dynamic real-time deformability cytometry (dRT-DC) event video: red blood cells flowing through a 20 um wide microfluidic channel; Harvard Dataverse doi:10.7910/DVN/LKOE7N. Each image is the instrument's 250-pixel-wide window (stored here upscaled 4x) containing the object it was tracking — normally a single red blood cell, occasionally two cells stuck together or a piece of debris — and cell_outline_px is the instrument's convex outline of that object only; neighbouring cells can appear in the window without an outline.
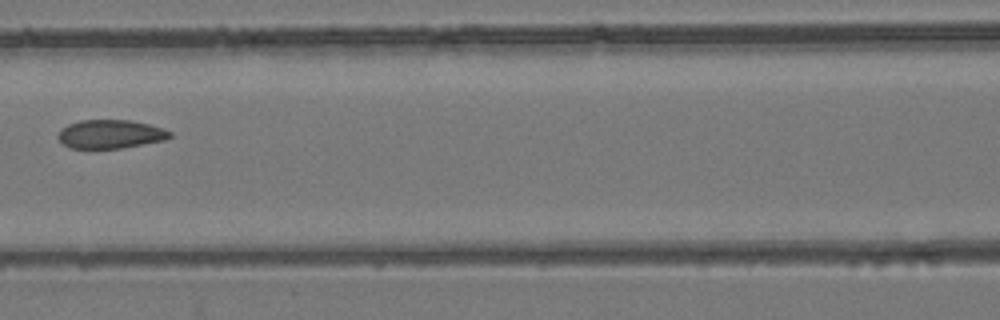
{"species": "common noctule bat (a hibernating species)", "species_latin": "Nyctalus noctula", "temperature_condition": "room temperature", "stored_images_in_passage": 8, "camera_frame_rate_fps": 3000, "um_per_image_px": 0.085, "animal": {"sex": "female", "body_mass_g": 24.6, "forearm_length_mm": 56.2}, "frame": {"image": 1, "passage_image": 7, "time_ms": 2.0, "image_size_px": [1000, 320], "cell_outline_px": [[172, 136], [164, 140], [120, 148], [72, 148], [64, 144], [56, 136], [60, 128], [68, 124], [80, 120], [128, 120], [148, 124], [172, 132]], "centroid_in_image_um": [9.34, 11.39], "position_along_channel_um": 157.3, "area_um2": 18.5}}
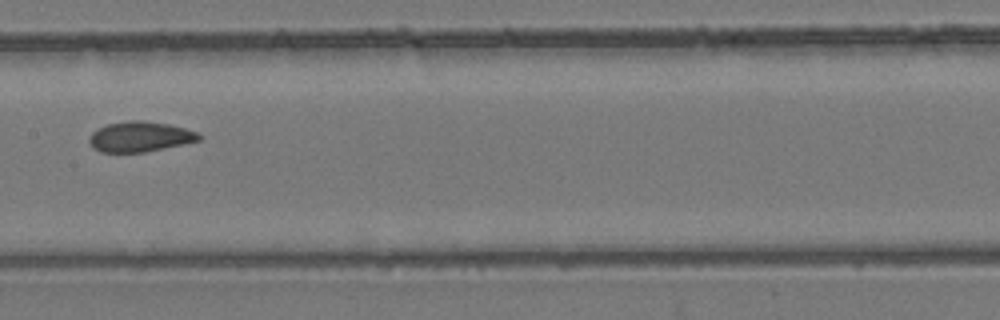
{"frame": {"image": 2, "passage_image": 8, "time_ms": 2.333, "image_size_px": [1000, 320], "cell_outline_px": [[204, 136], [200, 140], [144, 152], [100, 152], [92, 148], [88, 140], [88, 136], [92, 132], [108, 124], [128, 120], [144, 120], [168, 124], [184, 128], [196, 132]], "centroid_in_image_um": [11.87, 11.61], "position_along_channel_um": 195.5, "area_um2": 19.31}}